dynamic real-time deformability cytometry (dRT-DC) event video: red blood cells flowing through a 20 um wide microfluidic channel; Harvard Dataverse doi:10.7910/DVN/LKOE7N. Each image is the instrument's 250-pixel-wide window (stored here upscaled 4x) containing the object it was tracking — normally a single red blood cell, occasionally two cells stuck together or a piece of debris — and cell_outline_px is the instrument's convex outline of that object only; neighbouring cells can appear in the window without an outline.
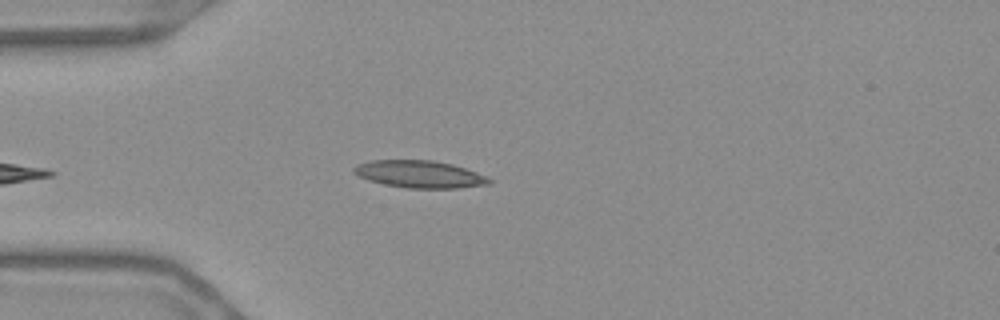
{"species": "Egyptian fruit bat (a non-hibernating species)", "species_latin": "Rousettus aegyptiacus", "temperature_condition": "warm", "stored_images_in_passage": 40, "camera_frame_rate_fps": 3000, "um_per_image_px": 0.085, "frame": {"image": 1, "passage_image": 3, "time_ms": 0.667, "image_size_px": [1000, 320], "cell_outline_px": [[492, 184], [456, 188], [408, 188], [384, 184], [368, 180], [352, 172], [352, 168], [356, 164], [372, 160], [432, 160], [452, 164], [488, 176], [492, 180]], "centroid_in_image_um": [35.67, 14.8], "position_along_channel_um": 49.3, "area_um2": 21.56}}
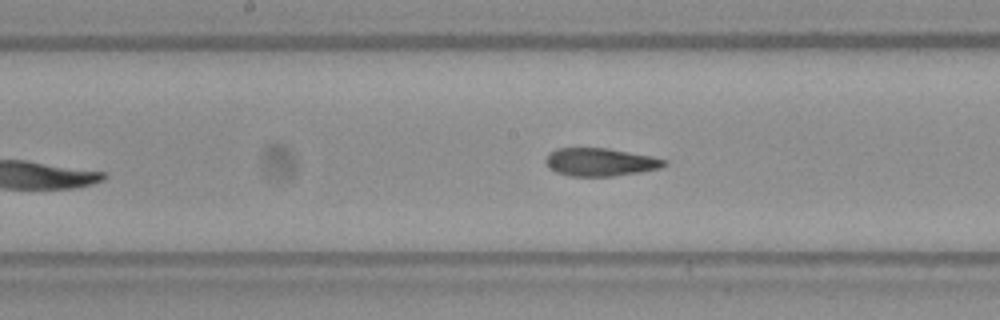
{"frame": {"image": 2, "passage_image": 16, "time_ms": 5.0, "image_size_px": [1000, 320], "cell_outline_px": [[668, 164], [660, 168], [640, 172], [612, 176], [568, 176], [556, 172], [548, 168], [544, 164], [544, 160], [548, 152], [556, 148], [608, 148], [652, 156], [668, 160]], "centroid_in_image_um": [50.99, 13.77], "position_along_channel_um": 197.2, "area_um2": 19.65}}
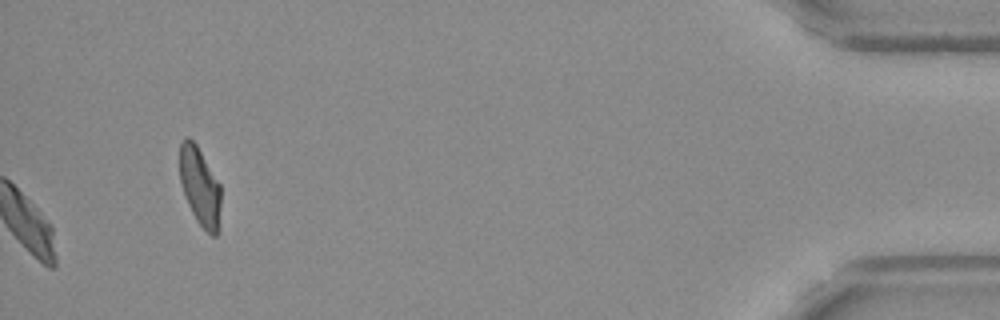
{"frame": {"image": 3, "passage_image": 40, "time_ms": 13.0, "image_size_px": [1000, 320], "cell_outline_px": [[220, 204], [216, 236], [212, 236], [196, 220], [188, 204], [180, 180], [180, 144], [188, 136], [196, 144], [220, 184]], "centroid_in_image_um": [16.98, 15.83], "position_along_channel_um": 418.2, "area_um2": 18.26}, "authors_computed_cell_mechanics": {"area_um2": 20.3745, "velocity_mm_per_s": 3.6803, "shape_relaxation_time_tau1_ms": null, "shape_relaxation_time_tau2_ms": 1.9713, "deformation_change_tau1": null, "deformation_change_tau2": 0.0841}}